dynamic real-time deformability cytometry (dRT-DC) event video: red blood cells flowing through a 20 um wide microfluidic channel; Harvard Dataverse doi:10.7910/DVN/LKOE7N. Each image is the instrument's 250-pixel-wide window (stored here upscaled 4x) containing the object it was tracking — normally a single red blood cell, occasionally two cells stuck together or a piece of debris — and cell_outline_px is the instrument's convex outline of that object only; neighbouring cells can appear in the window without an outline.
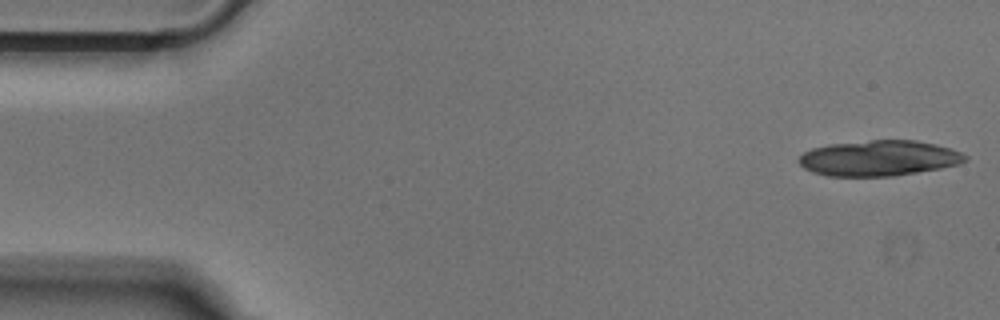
{"species": "Egyptian fruit bat (a non-hibernating species)", "species_latin": "Rousettus aegyptiacus", "temperature_condition": "cold", "stored_images_in_passage": 51, "segment_of_instrument_passage": [1, 2], "camera_frame_rate_fps": 3000, "um_per_image_px": 0.085, "animal": {"sex": "male"}, "frame": {"image": 1, "passage_image": 1, "time_ms": 0.0, "image_size_px": [1000, 320], "cell_outline_px": [[968, 160], [960, 164], [940, 168], [892, 176], [828, 176], [812, 172], [804, 168], [796, 160], [804, 152], [812, 148], [828, 144], [872, 140], [916, 140], [936, 144], [952, 148], [968, 156]], "centroid_in_image_um": [74.71, 13.44], "position_along_channel_um": 10.3, "area_um2": 34.62}}